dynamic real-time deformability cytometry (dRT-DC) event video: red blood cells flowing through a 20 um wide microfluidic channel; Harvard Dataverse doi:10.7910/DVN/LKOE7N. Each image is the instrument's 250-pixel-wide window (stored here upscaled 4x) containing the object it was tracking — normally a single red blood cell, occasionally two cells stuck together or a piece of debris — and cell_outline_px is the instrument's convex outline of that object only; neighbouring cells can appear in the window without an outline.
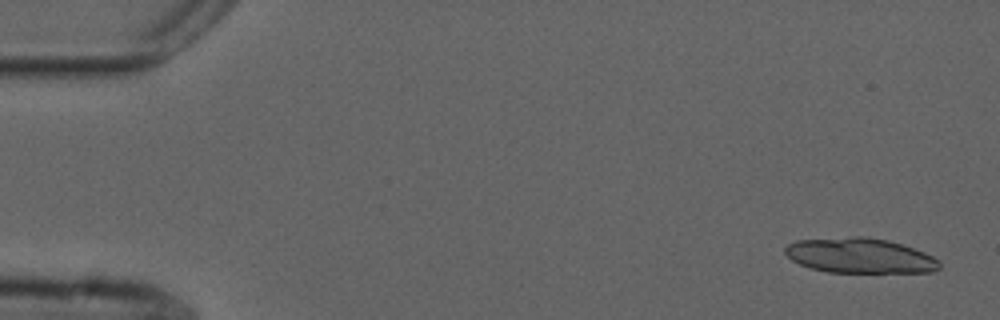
{"species": "common noctule bat (a hibernating species)", "species_latin": "Nyctalus noctula", "temperature_condition": "cold", "stored_images_in_passage": 54, "camera_frame_rate_fps": 3000, "um_per_image_px": 0.085, "animal": {"sex": "male", "forearm_length_mm": 52.5}, "frame": {"image": 1, "passage_image": 2, "time_ms": 0.333, "image_size_px": [1000, 320], "cell_outline_px": [[940, 268], [932, 272], [828, 272], [812, 268], [800, 264], [792, 260], [784, 252], [784, 248], [788, 244], [796, 240], [856, 236], [864, 236], [888, 240], [924, 252], [932, 256], [940, 264]], "centroid_in_image_um": [73.06, 21.72], "position_along_channel_um": 11.9, "area_um2": 31.33}}
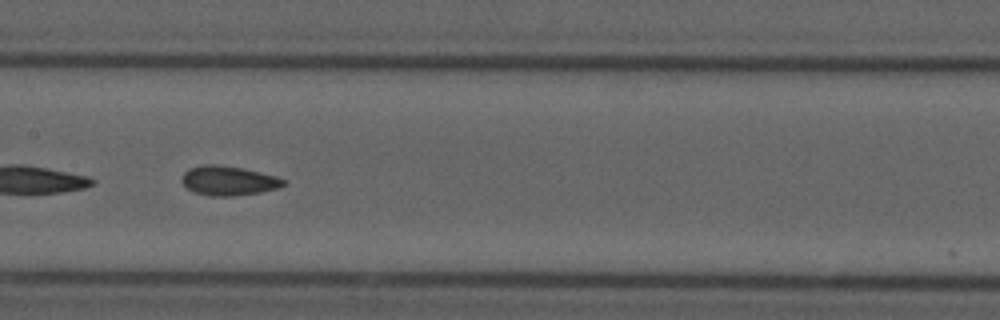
{"frame": {"image": 2, "passage_image": 27, "time_ms": 8.667, "image_size_px": [1000, 320], "cell_outline_px": [[288, 184], [280, 188], [260, 192], [232, 196], [208, 196], [192, 192], [180, 180], [180, 176], [188, 168], [204, 164], [216, 164], [244, 168], [276, 176], [284, 180]], "centroid_in_image_um": [19.4, 15.35], "position_along_channel_um": 188.0, "area_um2": 17.74}}
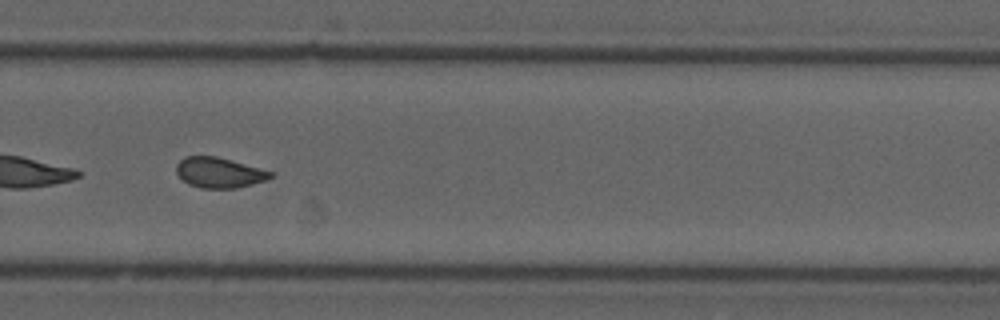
{"frame": {"image": 3, "passage_image": 37, "time_ms": 12.0, "image_size_px": [1000, 320], "cell_outline_px": [[276, 172], [268, 180], [236, 188], [200, 188], [188, 184], [176, 172], [176, 164], [184, 156], [216, 156]], "centroid_in_image_um": [18.66, 14.67], "position_along_channel_um": 311.1, "area_um2": 16.76}, "authors_computed_cell_mechanics": {"area_um2": 17.7735, "velocity_mm_per_s": 3.7117, "shape_relaxation_time_tau1_ms": null, "shape_relaxation_time_tau2_ms": 1.8176, "deformation_change_tau1": null, "deformation_change_tau2": 0.0826}}